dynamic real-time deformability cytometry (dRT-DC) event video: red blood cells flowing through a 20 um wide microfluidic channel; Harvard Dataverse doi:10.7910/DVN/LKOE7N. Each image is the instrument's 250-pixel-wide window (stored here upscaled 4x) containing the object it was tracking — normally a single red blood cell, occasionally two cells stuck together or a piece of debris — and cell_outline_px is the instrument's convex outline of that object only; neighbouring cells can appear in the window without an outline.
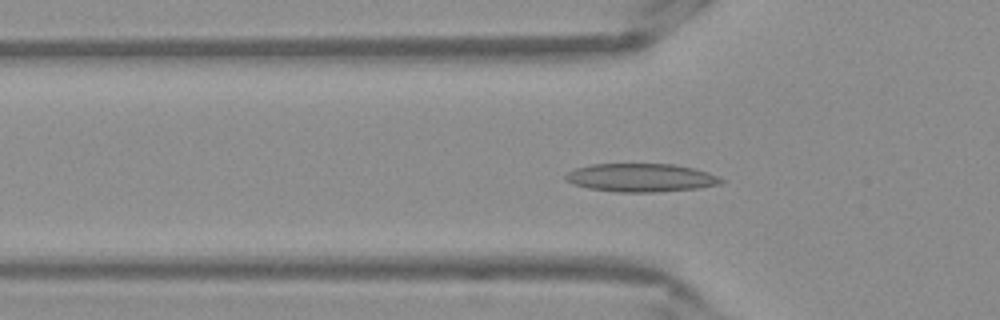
{"species": "Egyptian fruit bat (a non-hibernating species)", "species_latin": "Rousettus aegyptiacus", "temperature_condition": "warm", "stored_images_in_passage": 49, "camera_frame_rate_fps": 3000, "um_per_image_px": 0.085, "frame": {"image": 1, "passage_image": 13, "time_ms": 4.0, "image_size_px": [1000, 320], "cell_outline_px": [[724, 180], [720, 184], [700, 188], [652, 192], [616, 192], [588, 188], [572, 184], [564, 180], [564, 176], [568, 172], [576, 168], [592, 164], [672, 164], [692, 168], [708, 172], [720, 176]], "centroid_in_image_um": [54.47, 15.1], "position_along_channel_um": 71.3, "area_um2": 25.72}}
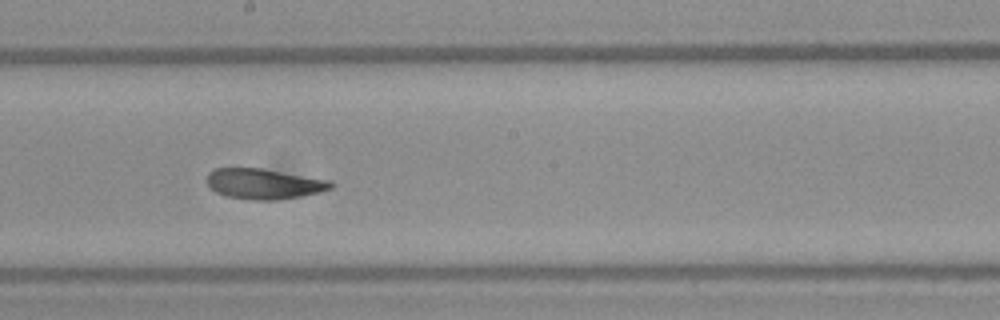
{"frame": {"image": 2, "passage_image": 25, "time_ms": 8.0, "image_size_px": [1000, 320], "cell_outline_px": [[332, 188], [320, 192], [300, 196], [272, 200], [248, 200], [228, 196], [216, 192], [208, 184], [208, 172], [216, 168], [260, 168], [332, 180]], "centroid_in_image_um": [22.45, 15.62], "position_along_channel_um": 225.8, "area_um2": 21.79}}
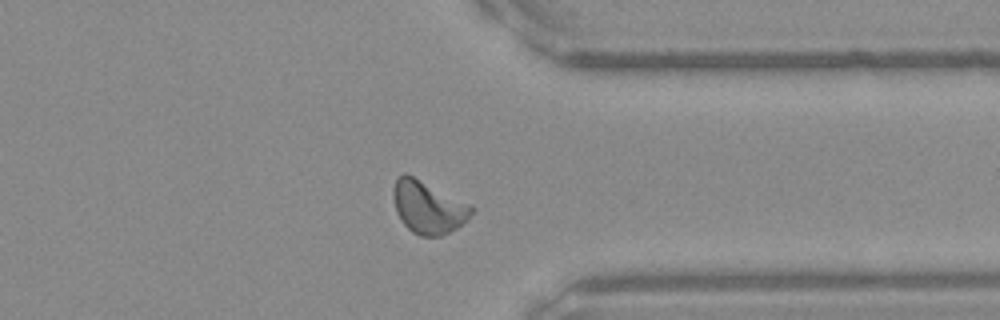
{"frame": {"image": 3, "passage_image": 37, "time_ms": 12.0, "image_size_px": [1000, 320], "cell_outline_px": [[476, 208], [468, 220], [456, 228], [440, 236], [420, 236], [412, 232], [400, 220], [396, 212], [392, 192], [392, 188], [396, 180], [404, 172]], "centroid_in_image_um": [36.37, 17.64], "position_along_channel_um": 375.0, "area_um2": 23.58}, "authors_computed_cell_mechanics": {"area_um2": 23.0044, "velocity_mm_per_s": 3.8443, "shape_relaxation_time_tau1_ms": 6.5638, "shape_relaxation_time_tau2_ms": 2.0345, "deformation_change_tau1": 0.1662, "deformation_change_tau2": 0.0753}}